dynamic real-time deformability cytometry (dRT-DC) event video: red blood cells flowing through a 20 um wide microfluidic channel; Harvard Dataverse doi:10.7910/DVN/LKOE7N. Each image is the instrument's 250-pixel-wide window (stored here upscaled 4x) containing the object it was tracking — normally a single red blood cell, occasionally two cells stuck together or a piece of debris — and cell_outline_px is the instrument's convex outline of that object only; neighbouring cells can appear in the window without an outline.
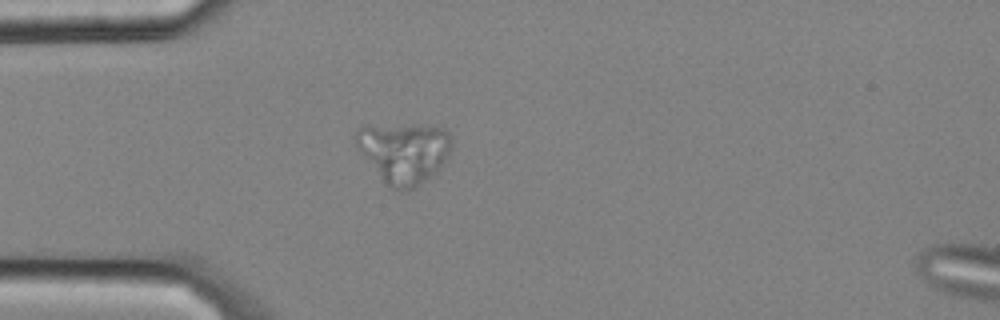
{"species": "common noctule bat (a hibernating species)", "species_latin": "Nyctalus noctula", "temperature_condition": "cold", "stored_images_in_passage": 2, "camera_frame_rate_fps": 3000, "um_per_image_px": 0.085, "animal": {"sex": "male", "body_mass_g": 20.4}, "frame": {"image": 1, "passage_image": 2, "time_ms": 0.333, "image_size_px": [1000, 320], "cell_outline_px": [[452, 144], [448, 160], [440, 168], [416, 188], [408, 192], [400, 192], [392, 188], [384, 180], [356, 144], [356, 128], [368, 124], [444, 128], [448, 132]], "centroid_in_image_um": [34.37, 12.97], "position_along_channel_um": 50.6, "area_um2": 33.35}}